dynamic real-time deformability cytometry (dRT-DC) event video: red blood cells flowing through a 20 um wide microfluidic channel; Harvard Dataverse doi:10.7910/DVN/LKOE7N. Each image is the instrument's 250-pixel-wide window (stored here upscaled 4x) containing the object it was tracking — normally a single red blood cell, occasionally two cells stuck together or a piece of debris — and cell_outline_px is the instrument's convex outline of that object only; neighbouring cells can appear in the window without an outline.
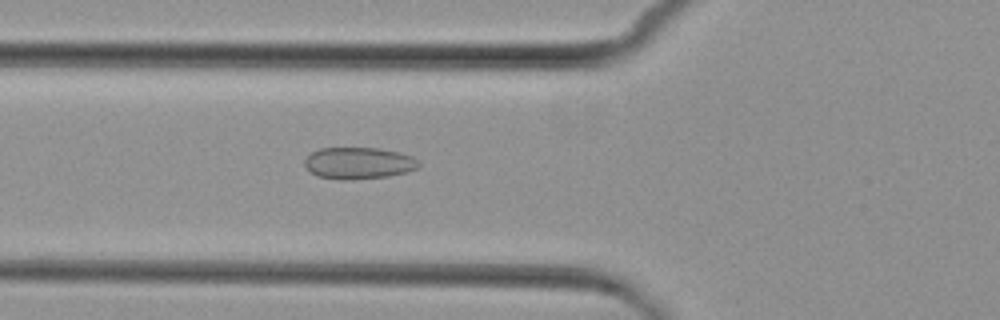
{"species": "common noctule bat (a hibernating species)", "species_latin": "Nyctalus noctula", "temperature_condition": "cold", "stored_images_in_passage": 6, "camera_frame_rate_fps": 3000, "um_per_image_px": 0.085, "animal": {"sex": "female", "body_mass_g": 29.2, "forearm_length_mm": 56.3}, "frame": {"image": 1, "passage_image": 6, "time_ms": 5.667, "image_size_px": [1000, 320], "cell_outline_px": [[420, 164], [416, 168], [408, 172], [388, 176], [348, 180], [340, 180], [316, 176], [304, 164], [304, 160], [312, 152], [320, 148], [380, 148], [400, 152], [412, 156]], "centroid_in_image_um": [30.48, 13.86], "position_along_channel_um": 95.3, "area_um2": 21.1}}